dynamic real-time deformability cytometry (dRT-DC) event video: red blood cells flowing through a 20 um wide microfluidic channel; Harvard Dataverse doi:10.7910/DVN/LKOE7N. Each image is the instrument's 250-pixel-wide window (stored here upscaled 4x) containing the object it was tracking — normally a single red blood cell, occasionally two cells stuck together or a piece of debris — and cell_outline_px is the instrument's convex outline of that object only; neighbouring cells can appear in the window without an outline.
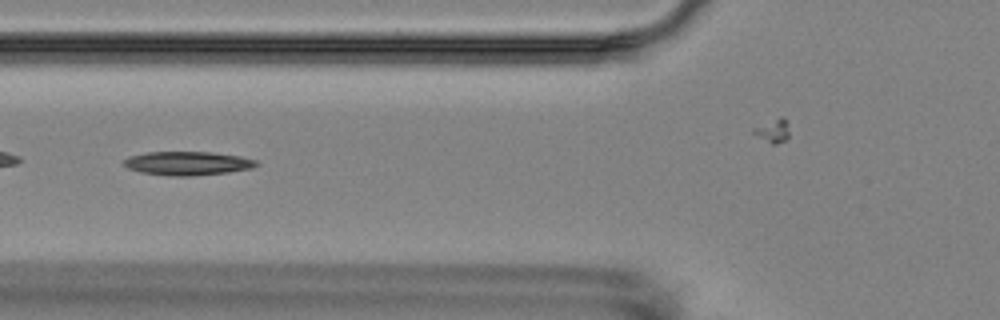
{"species": "Egyptian fruit bat (a non-hibernating species)", "species_latin": "Rousettus aegyptiacus", "temperature_condition": "room temperature", "stored_images_in_passage": 10, "segment_of_instrument_passage": [2, 2], "camera_frame_rate_fps": 3000, "um_per_image_px": 0.085, "animal": {"sex": "female"}, "frame": {"image": 1, "passage_image": 7, "time_ms": 6.667, "image_size_px": [1000, 320], "cell_outline_px": [[260, 164], [252, 168], [228, 172], [188, 176], [172, 176], [140, 172], [128, 168], [124, 164], [124, 160], [128, 156], [148, 152], [212, 152], [240, 156], [256, 160]], "centroid_in_image_um": [15.95, 13.88], "position_along_channel_um": 109.8, "area_um2": 18.26}}